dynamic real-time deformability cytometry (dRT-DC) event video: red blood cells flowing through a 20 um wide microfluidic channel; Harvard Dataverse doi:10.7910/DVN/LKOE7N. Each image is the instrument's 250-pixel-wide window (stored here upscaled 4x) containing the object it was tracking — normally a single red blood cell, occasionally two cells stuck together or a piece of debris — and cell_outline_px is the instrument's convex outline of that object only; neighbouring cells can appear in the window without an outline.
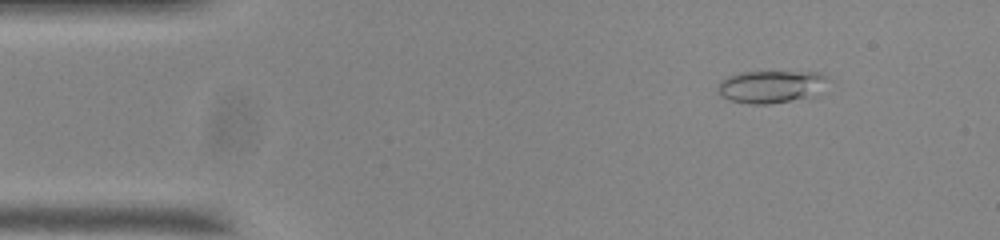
{"species": "common noctule bat (a hibernating species)", "species_latin": "Nyctalus noctula", "temperature_condition": "room temperature", "stored_images_in_passage": 52, "camera_frame_rate_fps": 3000, "um_per_image_px": 0.085, "animal": {"sex": "male", "body_mass_g": 20.0, "forearm_length_mm": 53.3}, "frame": {"image": 1, "passage_image": 4, "time_ms": 1.0, "image_size_px": [1000, 240], "cell_outline_px": [[828, 76], [820, 96], [768, 104], [752, 104], [728, 100], [720, 96], [716, 88], [720, 80], [728, 76], [740, 72], [820, 72]], "centroid_in_image_um": [65.55, 7.37], "position_along_channel_um": 19.4, "area_um2": 21.33}}
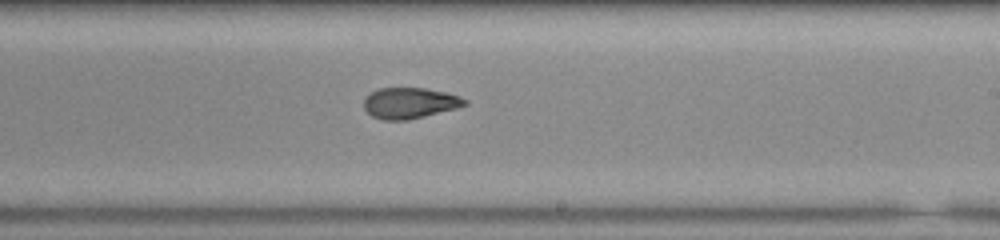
{"frame": {"image": 2, "passage_image": 29, "time_ms": 9.333, "image_size_px": [1000, 240], "cell_outline_px": [[468, 104], [456, 108], [408, 120], [384, 120], [372, 116], [364, 108], [364, 100], [372, 92], [380, 88], [424, 88], [444, 92], [460, 96], [468, 100]], "centroid_in_image_um": [34.84, 8.76], "position_along_channel_um": 254.2, "area_um2": 17.98}}
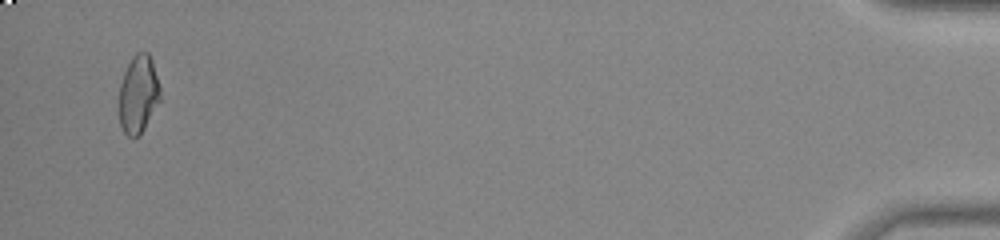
{"frame": {"image": 3, "passage_image": 50, "time_ms": 16.333, "image_size_px": [1000, 240], "cell_outline_px": [[160, 100], [140, 136], [128, 136], [124, 132], [120, 124], [120, 84], [124, 72], [132, 56], [136, 52], [148, 52], [152, 60], [160, 88]], "centroid_in_image_um": [11.77, 8.0], "position_along_channel_um": 423.4, "area_um2": 18.5}, "authors_computed_cell_mechanics": {"area_um2": 19.0162, "velocity_mm_per_s": 3.739, "shape_relaxation_time_tau1_ms": null, "shape_relaxation_time_tau2_ms": 2.2843, "deformation_change_tau1": null, "deformation_change_tau2": 0.0828}}